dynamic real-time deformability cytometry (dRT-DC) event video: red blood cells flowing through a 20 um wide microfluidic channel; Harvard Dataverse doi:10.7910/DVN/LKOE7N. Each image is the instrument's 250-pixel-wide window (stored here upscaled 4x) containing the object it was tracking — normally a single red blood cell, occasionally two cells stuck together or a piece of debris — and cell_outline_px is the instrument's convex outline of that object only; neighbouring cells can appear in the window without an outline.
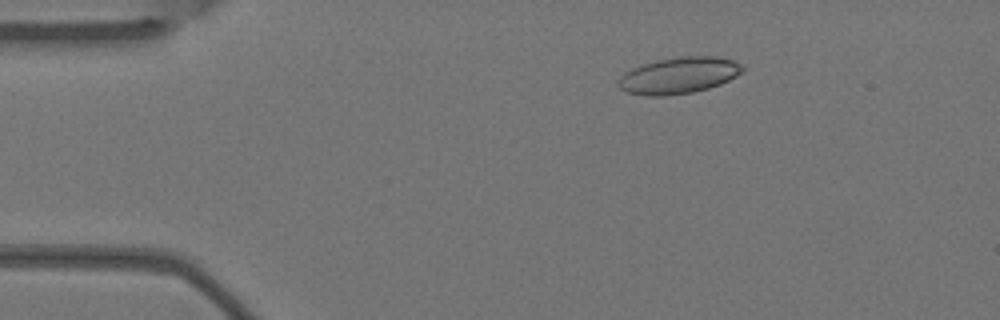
{"species": "Egyptian fruit bat (a non-hibernating species)", "species_latin": "Rousettus aegyptiacus", "temperature_condition": "warm", "stored_images_in_passage": 4, "camera_frame_rate_fps": 3000, "um_per_image_px": 0.085, "animal": {"sex": "female"}, "frame": {"image": 1, "passage_image": 3, "time_ms": 0.667, "image_size_px": [1000, 320], "cell_outline_px": [[744, 72], [720, 84], [708, 88], [692, 92], [664, 96], [644, 96], [628, 92], [620, 88], [620, 80], [624, 72], [632, 68], [644, 64], [660, 60], [680, 56], [716, 56], [732, 60], [740, 64], [744, 68]], "centroid_in_image_um": [57.73, 6.41], "position_along_channel_um": 27.3, "area_um2": 26.07}}